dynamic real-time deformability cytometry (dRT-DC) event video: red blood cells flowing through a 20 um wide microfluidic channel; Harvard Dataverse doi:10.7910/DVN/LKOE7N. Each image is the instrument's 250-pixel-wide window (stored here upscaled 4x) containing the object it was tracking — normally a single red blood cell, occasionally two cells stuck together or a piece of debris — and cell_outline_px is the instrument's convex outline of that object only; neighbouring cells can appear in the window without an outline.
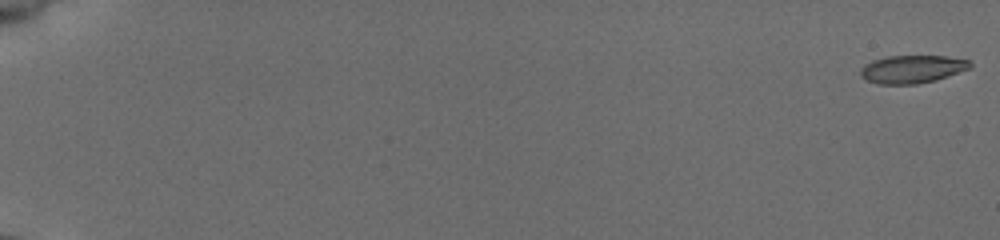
{"species": "common noctule bat (a hibernating species)", "species_latin": "Nyctalus noctula", "temperature_condition": "cold", "stored_images_in_passage": 55, "camera_frame_rate_fps": 3000, "um_per_image_px": 0.085, "animal": {"sex": "female", "body_mass_g": 19.5, "forearm_length_mm": 54.1}, "frame": {"image": 1, "passage_image": 1, "time_ms": 0.0, "image_size_px": [1000, 240], "cell_outline_px": [[972, 68], [936, 80], [916, 84], [880, 84], [868, 80], [860, 76], [860, 68], [864, 64], [872, 60], [888, 56], [944, 56], [968, 60], [972, 64]], "centroid_in_image_um": [77.53, 5.87], "position_along_channel_um": 7.5, "area_um2": 17.86}}
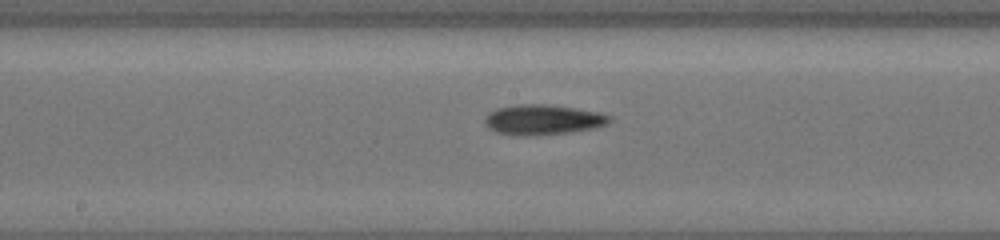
{"frame": {"image": 2, "passage_image": 32, "time_ms": 10.333, "image_size_px": [1000, 240], "cell_outline_px": [[612, 120], [604, 124], [592, 128], [568, 132], [528, 136], [516, 136], [496, 132], [488, 128], [484, 124], [484, 116], [488, 112], [496, 108], [520, 104], [544, 104], [576, 108], [600, 112], [612, 116]], "centroid_in_image_um": [46.08, 10.17], "position_along_channel_um": 202.1, "area_um2": 22.02}}
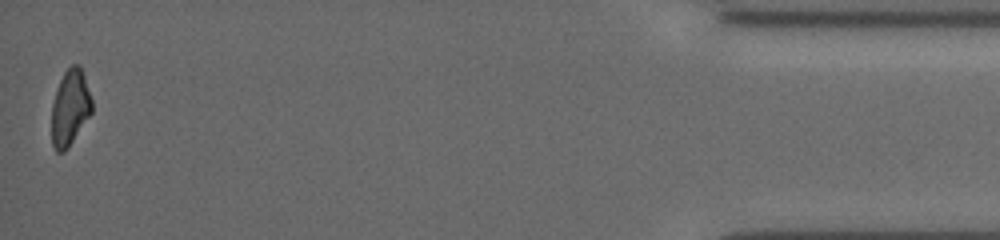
{"frame": {"image": 3, "passage_image": 55, "time_ms": 18.0, "image_size_px": [1000, 240], "cell_outline_px": [[92, 112], [68, 148], [64, 152], [56, 152], [52, 144], [52, 104], [60, 80], [64, 72], [72, 64], [80, 64], [92, 100]], "centroid_in_image_um": [5.96, 9.16], "position_along_channel_um": 429.2, "area_um2": 17.69}, "authors_computed_cell_mechanics": {"area_um2": 18.9584, "velocity_mm_per_s": 3.9214, "shape_relaxation_time_tau1_ms": 6.9286, "shape_relaxation_time_tau2_ms": null, "deformation_change_tau1": 0.1923, "deformation_change_tau2": null}}